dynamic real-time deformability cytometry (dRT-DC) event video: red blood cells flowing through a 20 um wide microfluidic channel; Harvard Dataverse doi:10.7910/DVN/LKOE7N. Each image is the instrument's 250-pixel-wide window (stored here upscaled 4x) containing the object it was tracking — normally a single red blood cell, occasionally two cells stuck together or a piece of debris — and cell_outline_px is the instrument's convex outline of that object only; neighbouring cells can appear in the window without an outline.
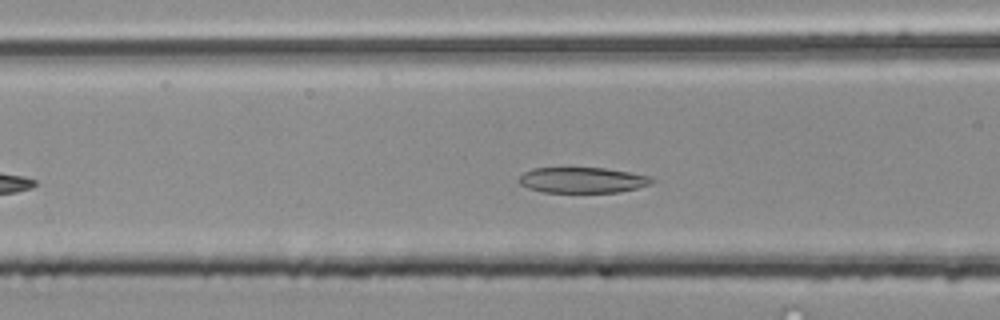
{"species": "common noctule bat (a hibernating species)", "species_latin": "Nyctalus noctula", "temperature_condition": "room temperature", "stored_images_in_passage": 39, "camera_frame_rate_fps": 3000, "um_per_image_px": 0.085, "animal": {"sex": "male", "body_mass_g": 20.4}, "frame": {"image": 1, "passage_image": 11, "time_ms": 3.333, "image_size_px": [1000, 320], "cell_outline_px": [[652, 180], [648, 184], [636, 188], [620, 192], [544, 192], [528, 188], [520, 184], [516, 180], [524, 172], [532, 168], [604, 168], [652, 176]], "centroid_in_image_um": [49.45, 15.3], "position_along_channel_um": 117.2, "area_um2": 19.71}}
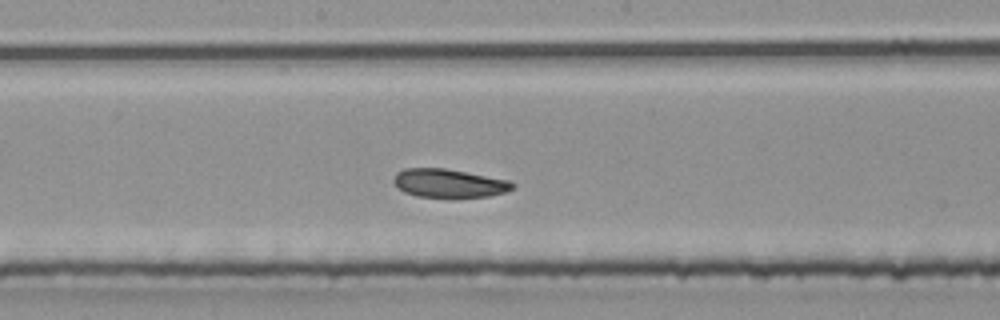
{"frame": {"image": 2, "passage_image": 18, "time_ms": 5.667, "image_size_px": [1000, 320], "cell_outline_px": [[516, 188], [504, 192], [488, 196], [416, 196], [404, 192], [392, 180], [396, 172], [404, 168], [444, 168], [508, 180], [516, 184]], "centroid_in_image_um": [38.15, 15.55], "position_along_channel_um": 210.0, "area_um2": 19.36}}
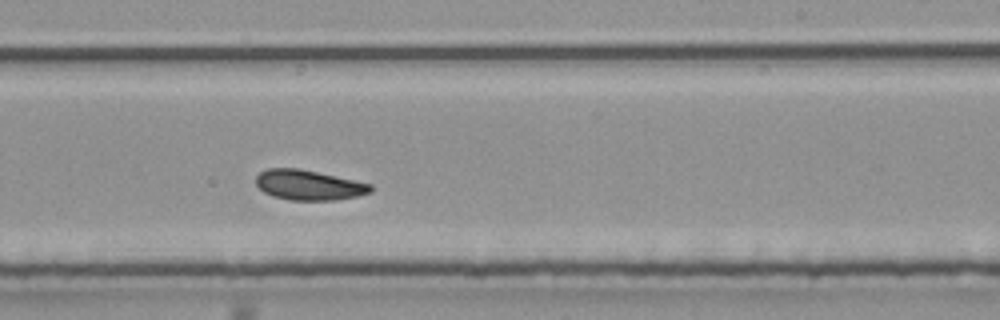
{"frame": {"image": 3, "passage_image": 22, "time_ms": 7.0, "image_size_px": [1000, 320], "cell_outline_px": [[372, 192], [356, 196], [336, 200], [288, 200], [272, 196], [264, 192], [256, 184], [256, 176], [260, 172], [268, 168], [300, 168], [372, 184]], "centroid_in_image_um": [26.23, 15.73], "position_along_channel_um": 262.8, "area_um2": 20.11}, "authors_computed_cell_mechanics": {"area_um2": 20.1722, "velocity_mm_per_s": 3.9861, "shape_relaxation_time_tau1_ms": null, "shape_relaxation_time_tau2_ms": 2.8511, "deformation_change_tau1": null, "deformation_change_tau2": 0.0832}}